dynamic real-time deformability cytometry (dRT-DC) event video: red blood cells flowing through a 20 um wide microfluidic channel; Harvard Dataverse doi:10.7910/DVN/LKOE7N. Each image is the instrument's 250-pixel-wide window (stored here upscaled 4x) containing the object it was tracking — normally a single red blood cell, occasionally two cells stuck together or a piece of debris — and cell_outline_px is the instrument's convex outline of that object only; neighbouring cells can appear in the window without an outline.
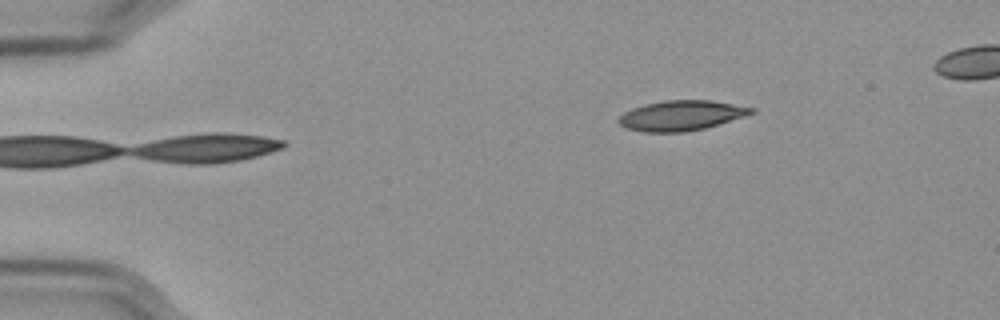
{"species": "Egyptian fruit bat (a non-hibernating species)", "species_latin": "Rousettus aegyptiacus", "temperature_condition": "cold", "stored_images_in_passage": 48, "camera_frame_rate_fps": 3000, "um_per_image_px": 0.085, "frame": {"image": 1, "passage_image": 1, "time_ms": 0.0, "image_size_px": [1000, 320], "cell_outline_px": [[756, 112], [744, 116], [704, 128], [684, 132], [644, 132], [624, 128], [616, 120], [624, 112], [632, 108], [644, 104], [664, 100], [708, 100], [756, 108]], "centroid_in_image_um": [57.86, 9.82], "position_along_channel_um": 27.1, "area_um2": 23.18}}
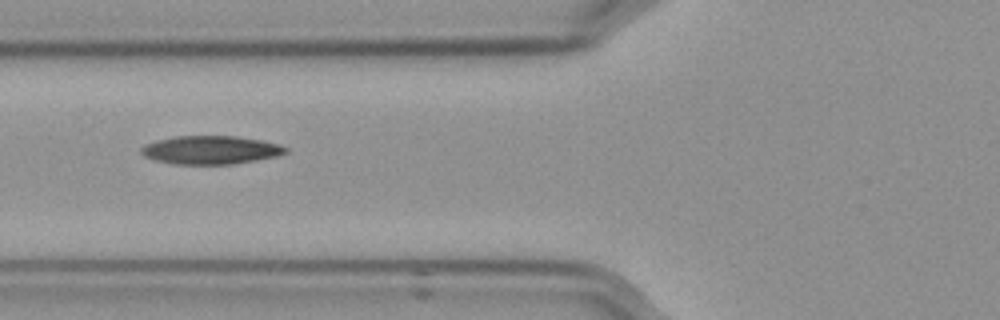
{"frame": {"image": 2, "passage_image": 14, "time_ms": 4.333, "image_size_px": [1000, 320], "cell_outline_px": [[288, 152], [276, 156], [256, 160], [232, 164], [172, 164], [156, 160], [144, 156], [140, 152], [140, 148], [144, 144], [156, 140], [176, 136], [236, 136], [260, 140], [280, 144], [288, 148]], "centroid_in_image_um": [17.89, 12.74], "position_along_channel_um": 107.9, "area_um2": 23.93}}
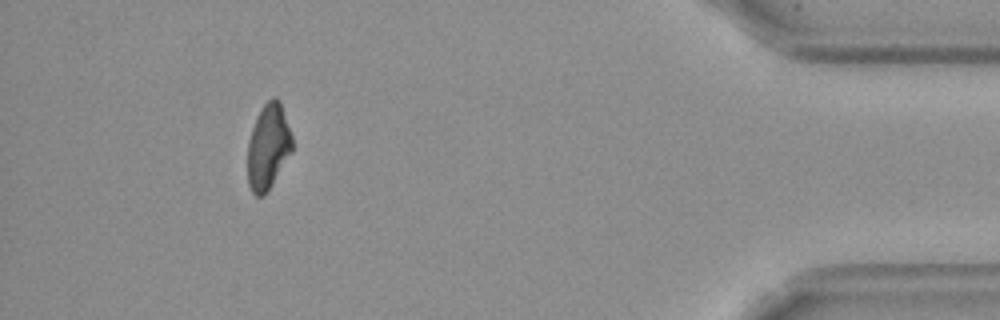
{"frame": {"image": 3, "passage_image": 44, "time_ms": 14.333, "image_size_px": [1000, 320], "cell_outline_px": [[292, 152], [268, 192], [264, 196], [256, 196], [252, 192], [248, 184], [248, 140], [256, 116], [264, 104], [272, 96], [276, 96], [280, 100], [292, 136]], "centroid_in_image_um": [22.8, 12.47], "position_along_channel_um": 412.4, "area_um2": 22.43}}